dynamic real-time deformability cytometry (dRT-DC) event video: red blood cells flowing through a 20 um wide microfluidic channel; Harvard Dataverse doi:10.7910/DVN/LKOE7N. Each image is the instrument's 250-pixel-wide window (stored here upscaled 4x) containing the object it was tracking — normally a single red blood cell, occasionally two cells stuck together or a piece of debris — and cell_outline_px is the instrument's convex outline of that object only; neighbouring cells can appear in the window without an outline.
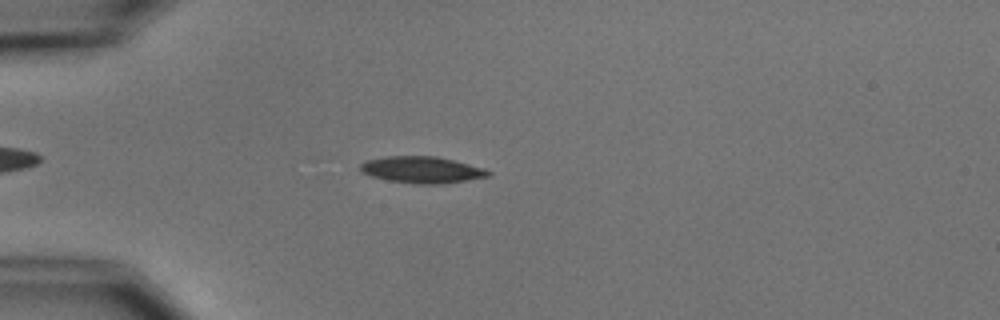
{"species": "common noctule bat (a hibernating species)", "species_latin": "Nyctalus noctula", "temperature_condition": "cold", "stored_images_in_passage": 4, "camera_frame_rate_fps": 3000, "um_per_image_px": 0.085, "animal": {"sex": "male", "body_mass_g": 15.6}, "frame": {"image": 1, "passage_image": 4, "time_ms": 4.333, "image_size_px": [1000, 320], "cell_outline_px": [[492, 172], [488, 176], [440, 184], [416, 184], [388, 180], [372, 176], [364, 172], [360, 168], [360, 164], [364, 160], [388, 156], [436, 156], [484, 168]], "centroid_in_image_um": [35.83, 14.42], "position_along_channel_um": 49.2, "area_um2": 19.54}}